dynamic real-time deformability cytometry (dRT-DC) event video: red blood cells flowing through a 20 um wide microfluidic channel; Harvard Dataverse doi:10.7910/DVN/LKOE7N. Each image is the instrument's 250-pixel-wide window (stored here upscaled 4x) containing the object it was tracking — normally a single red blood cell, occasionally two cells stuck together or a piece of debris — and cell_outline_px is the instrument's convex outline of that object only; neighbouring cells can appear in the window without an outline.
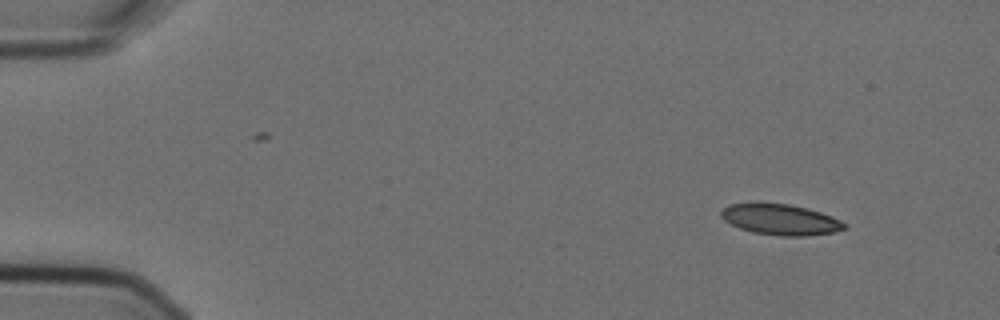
{"species": "Egyptian fruit bat (a non-hibernating species)", "species_latin": "Rousettus aegyptiacus", "temperature_condition": "cold", "stored_images_in_passage": 4, "camera_frame_rate_fps": 3000, "um_per_image_px": 0.085, "animal": {"sex": "female"}, "frame": {"image": 1, "passage_image": 1, "time_ms": 0.0, "image_size_px": [1000, 320], "cell_outline_px": [[848, 228], [836, 232], [808, 236], [780, 236], [752, 232], [740, 228], [724, 220], [720, 216], [720, 212], [728, 204], [760, 200], [788, 204], [808, 208], [832, 216], [848, 224]], "centroid_in_image_um": [66.33, 18.63], "position_along_channel_um": 18.7, "area_um2": 22.95}}
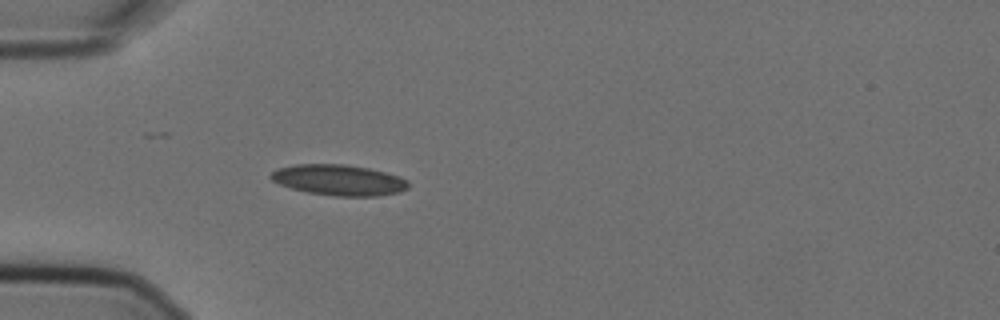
{"frame": {"image": 2, "passage_image": 4, "time_ms": 1.0, "image_size_px": [1000, 320], "cell_outline_px": [[408, 188], [400, 192], [376, 196], [336, 196], [308, 192], [292, 188], [280, 184], [272, 180], [268, 176], [276, 168], [296, 164], [344, 164], [368, 168], [400, 176], [408, 180]], "centroid_in_image_um": [28.8, 15.3], "position_along_channel_um": 56.2, "area_um2": 24.62}}